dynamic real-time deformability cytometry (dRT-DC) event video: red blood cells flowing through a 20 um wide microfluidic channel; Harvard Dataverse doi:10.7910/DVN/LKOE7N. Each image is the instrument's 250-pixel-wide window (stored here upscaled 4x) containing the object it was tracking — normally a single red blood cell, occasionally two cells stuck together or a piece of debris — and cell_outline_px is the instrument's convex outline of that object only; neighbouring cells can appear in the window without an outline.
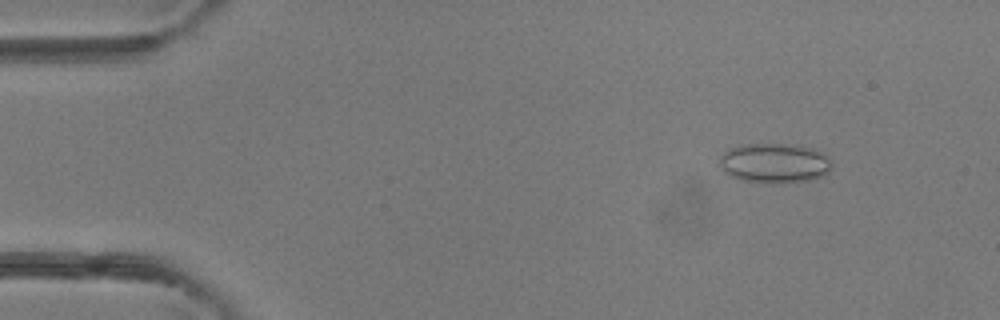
{"species": "common noctule bat (a hibernating species)", "species_latin": "Nyctalus noctula", "temperature_condition": "room temperature", "stored_images_in_passage": 3, "camera_frame_rate_fps": 3000, "um_per_image_px": 0.085, "animal": {"sex": "female"}, "frame": {"image": 1, "passage_image": 1, "time_ms": 0.0, "image_size_px": [1000, 320], "cell_outline_px": [[832, 168], [824, 176], [812, 180], [772, 184], [740, 180], [724, 172], [720, 164], [720, 156], [728, 148], [744, 144], [796, 144], [812, 148], [828, 156], [832, 164]], "centroid_in_image_um": [65.85, 13.87], "position_along_channel_um": 19.1, "area_um2": 26.41}}